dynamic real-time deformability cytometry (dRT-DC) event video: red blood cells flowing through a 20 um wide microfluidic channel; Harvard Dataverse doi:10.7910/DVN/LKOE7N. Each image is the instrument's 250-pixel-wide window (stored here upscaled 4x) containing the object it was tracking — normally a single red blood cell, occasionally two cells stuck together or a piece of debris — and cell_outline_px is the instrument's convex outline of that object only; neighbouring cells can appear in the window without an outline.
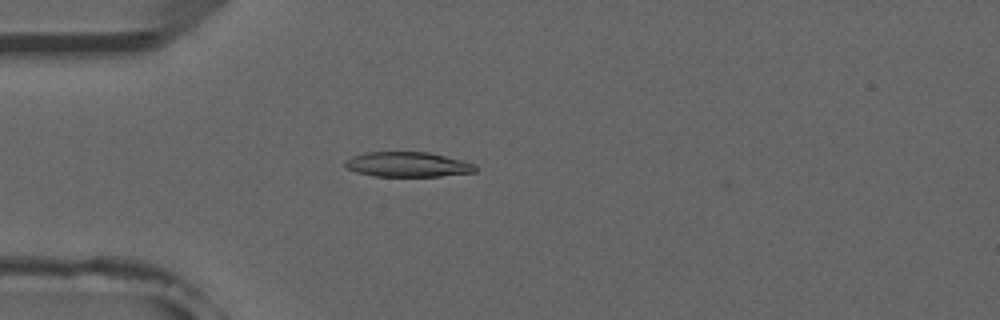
{"species": "common noctule bat (a hibernating species)", "species_latin": "Nyctalus noctula", "temperature_condition": "room temperature", "stored_images_in_passage": 6, "camera_frame_rate_fps": 3000, "um_per_image_px": 0.085, "animal": {"sex": "male", "forearm_length_mm": 52.5}, "frame": {"image": 1, "passage_image": 4, "time_ms": 4.333, "image_size_px": [1000, 320], "cell_outline_px": [[480, 168], [476, 172], [440, 176], [376, 176], [356, 172], [348, 168], [344, 164], [344, 160], [352, 156], [364, 152], [428, 152], [476, 164]], "centroid_in_image_um": [34.67, 13.98], "position_along_channel_um": 50.3, "area_um2": 18.96}}
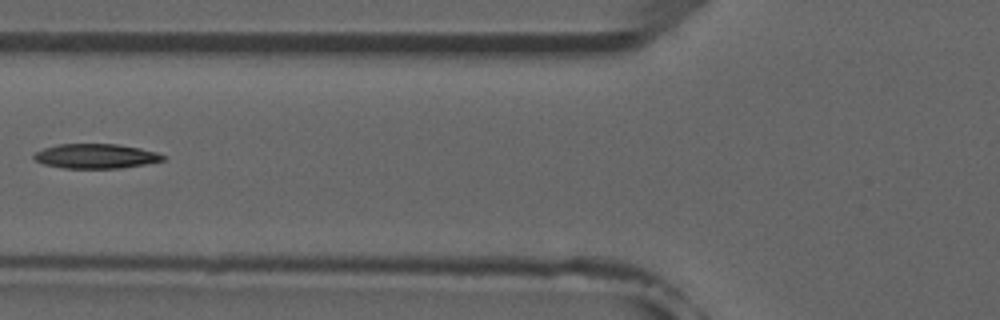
{"frame": {"image": 2, "passage_image": 6, "time_ms": 6.333, "image_size_px": [1000, 320], "cell_outline_px": [[168, 156], [164, 160], [144, 164], [120, 168], [64, 168], [44, 164], [36, 160], [32, 156], [36, 152], [44, 148], [60, 144], [120, 144], [140, 148], [156, 152]], "centroid_in_image_um": [8.17, 13.27], "position_along_channel_um": 117.6, "area_um2": 18.44}}